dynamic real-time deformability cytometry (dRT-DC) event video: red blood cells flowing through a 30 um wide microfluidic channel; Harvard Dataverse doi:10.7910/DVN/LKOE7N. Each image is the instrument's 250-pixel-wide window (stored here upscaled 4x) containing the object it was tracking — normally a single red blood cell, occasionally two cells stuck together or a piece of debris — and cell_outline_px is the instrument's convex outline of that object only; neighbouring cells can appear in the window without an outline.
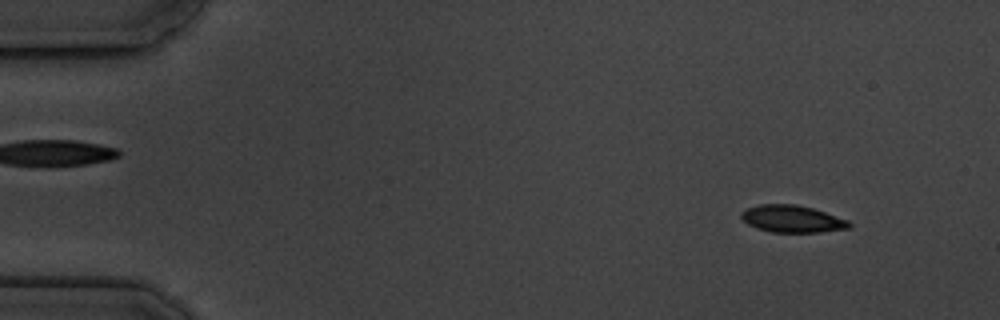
{"species": "common noctule bat (a hibernating species)", "species_latin": "Nyctalus noctula", "temperature_condition": "cold", "stored_images_in_passage": 14, "camera_frame_rate_fps": 3000, "um_per_image_px": 0.085, "animal": {"sex": "male", "body_mass_g": 19.5, "forearm_length_mm": 54.6}, "frame": {"image": 1, "passage_image": 1, "time_ms": 0.0, "image_size_px": [1000, 320], "cell_outline_px": [[852, 224], [848, 228], [820, 232], [772, 232], [756, 228], [748, 224], [740, 216], [740, 212], [744, 208], [756, 204], [796, 204], [812, 208], [848, 220]], "centroid_in_image_um": [67.27, 18.59], "position_along_channel_um": 17.7, "area_um2": 17.11}}
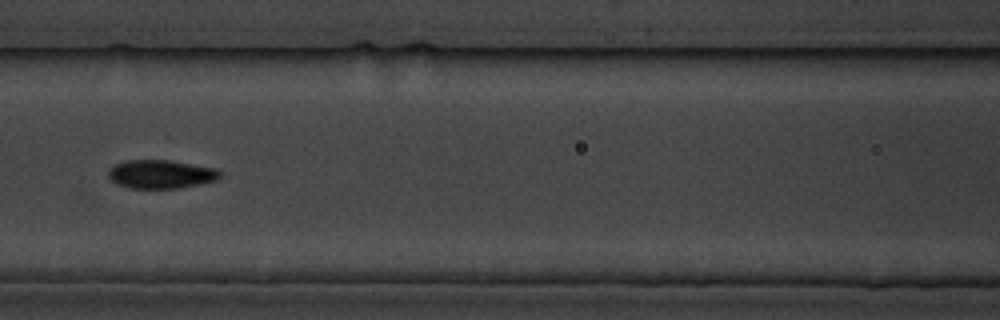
{"frame": {"image": 2, "passage_image": 6, "time_ms": 6.667, "image_size_px": [1000, 320], "cell_outline_px": [[224, 172], [216, 180], [176, 188], [128, 188], [116, 184], [108, 176], [108, 172], [116, 164], [128, 160], [168, 160], [216, 168]], "centroid_in_image_um": [13.68, 14.8], "position_along_channel_um": 152.9, "area_um2": 18.38}}
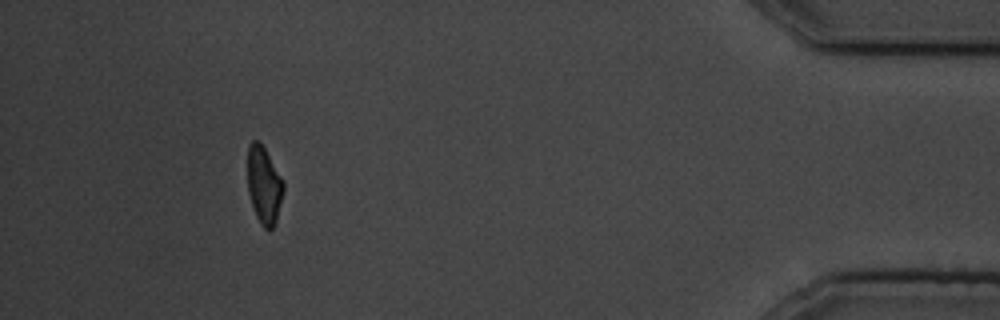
{"frame": {"image": 3, "passage_image": 13, "time_ms": 15.667, "image_size_px": [1000, 320], "cell_outline_px": [[284, 192], [276, 220], [272, 228], [268, 232], [260, 224], [256, 216], [248, 192], [248, 144], [252, 140], [260, 140], [284, 180]], "centroid_in_image_um": [22.45, 15.72], "position_along_channel_um": 412.7, "area_um2": 16.42}, "authors_computed_cell_mechanics": {"area_um2": 17.8891, "velocity_mm_per_s": 3.5301, "shape_relaxation_time_tau1_ms": 4.3299, "shape_relaxation_time_tau2_ms": 0.7401, "deformation_change_tau1": 0.1078, "deformation_change_tau2": 0.0319}}